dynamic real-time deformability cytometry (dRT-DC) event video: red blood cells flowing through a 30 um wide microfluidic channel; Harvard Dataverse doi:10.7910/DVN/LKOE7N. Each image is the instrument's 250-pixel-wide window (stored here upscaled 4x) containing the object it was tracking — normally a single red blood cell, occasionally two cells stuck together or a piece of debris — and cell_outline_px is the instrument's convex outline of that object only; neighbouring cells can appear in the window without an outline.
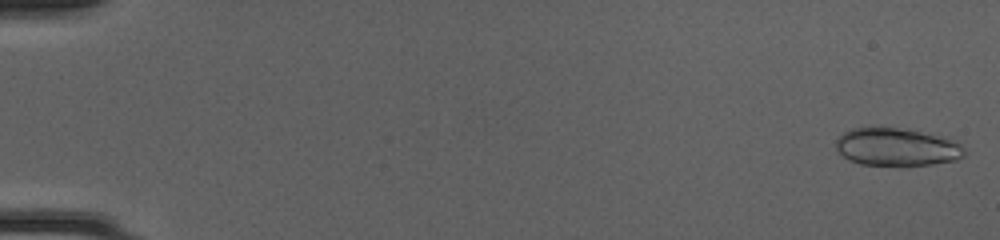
{"species": "common noctule bat (a hibernating species)", "species_latin": "Nyctalus noctula", "temperature_condition": "cold", "stored_images_in_passage": 49, "segment_of_instrument_passage": [1, 2], "camera_frame_rate_fps": 3000, "um_per_image_px": 0.085, "animal": {"sex": "female", "body_mass_g": 20.0, "forearm_length_mm": 54.0}, "frame": {"image": 1, "passage_image": 1, "time_ms": 0.0, "image_size_px": [1000, 240], "cell_outline_px": [[964, 156], [956, 160], [932, 164], [900, 168], [860, 164], [848, 160], [836, 148], [836, 140], [844, 132], [852, 128], [872, 124], [908, 128], [936, 136], [960, 144], [964, 148]], "centroid_in_image_um": [76.15, 12.5], "position_along_channel_um": 8.9, "area_um2": 29.42}}
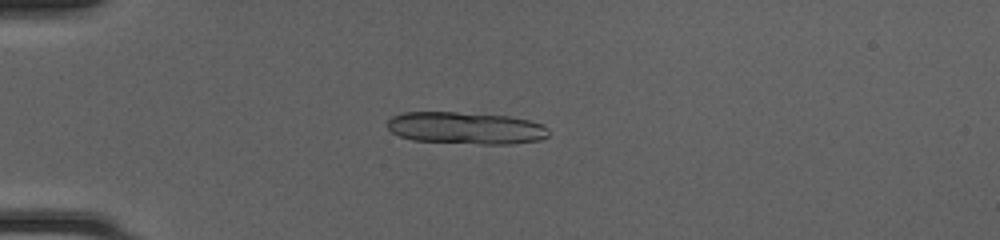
{"frame": {"image": 2, "passage_image": 14, "time_ms": 4.333, "image_size_px": [1000, 240], "cell_outline_px": [[548, 136], [540, 140], [512, 144], [480, 144], [412, 140], [400, 136], [392, 132], [388, 128], [388, 120], [392, 116], [404, 112], [456, 112], [508, 116], [528, 120], [544, 124], [548, 128]], "centroid_in_image_um": [39.61, 10.88], "position_along_channel_um": 45.4, "area_um2": 30.23}}